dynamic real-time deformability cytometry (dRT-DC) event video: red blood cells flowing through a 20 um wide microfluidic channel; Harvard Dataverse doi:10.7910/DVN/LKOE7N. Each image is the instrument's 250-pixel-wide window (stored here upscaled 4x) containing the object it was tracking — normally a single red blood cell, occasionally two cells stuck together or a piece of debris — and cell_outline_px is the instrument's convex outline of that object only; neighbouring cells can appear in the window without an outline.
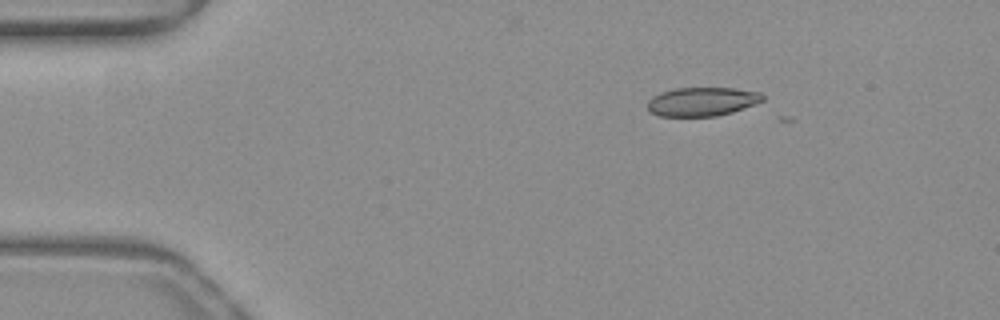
{"species": "common noctule bat (a hibernating species)", "species_latin": "Nyctalus noctula", "temperature_condition": "warm", "stored_images_in_passage": 11, "camera_frame_rate_fps": 3000, "um_per_image_px": 0.085, "animal": {"sex": "female", "body_mass_g": 19.3, "forearm_length_mm": 54.1}, "frame": {"image": 1, "passage_image": 1, "time_ms": 0.0, "image_size_px": [1000, 320], "cell_outline_px": [[764, 100], [732, 112], [716, 116], [660, 116], [652, 112], [648, 108], [648, 100], [652, 96], [660, 92], [676, 88], [732, 88], [760, 92], [764, 96]], "centroid_in_image_um": [59.66, 8.63], "position_along_channel_um": 25.3, "area_um2": 19.19}}
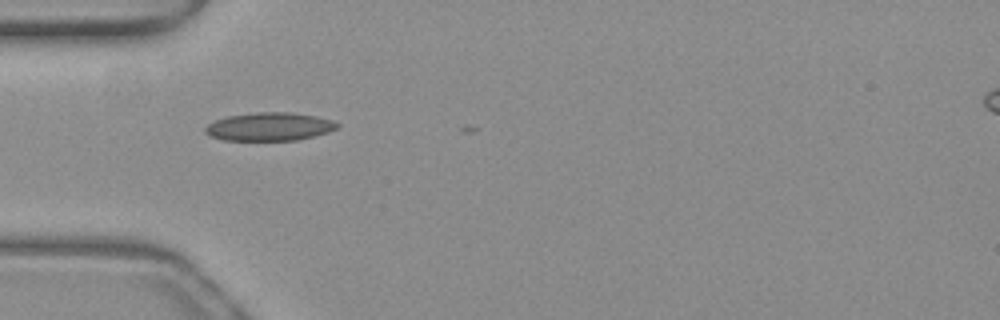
{"frame": {"image": 2, "passage_image": 9, "time_ms": 2.667, "image_size_px": [1000, 320], "cell_outline_px": [[340, 124], [336, 128], [328, 132], [296, 140], [220, 140], [208, 136], [204, 132], [204, 128], [208, 124], [216, 120], [228, 116], [256, 112], [288, 112], [312, 116], [332, 120]], "centroid_in_image_um": [22.84, 10.77], "position_along_channel_um": 62.2, "area_um2": 21.56}}